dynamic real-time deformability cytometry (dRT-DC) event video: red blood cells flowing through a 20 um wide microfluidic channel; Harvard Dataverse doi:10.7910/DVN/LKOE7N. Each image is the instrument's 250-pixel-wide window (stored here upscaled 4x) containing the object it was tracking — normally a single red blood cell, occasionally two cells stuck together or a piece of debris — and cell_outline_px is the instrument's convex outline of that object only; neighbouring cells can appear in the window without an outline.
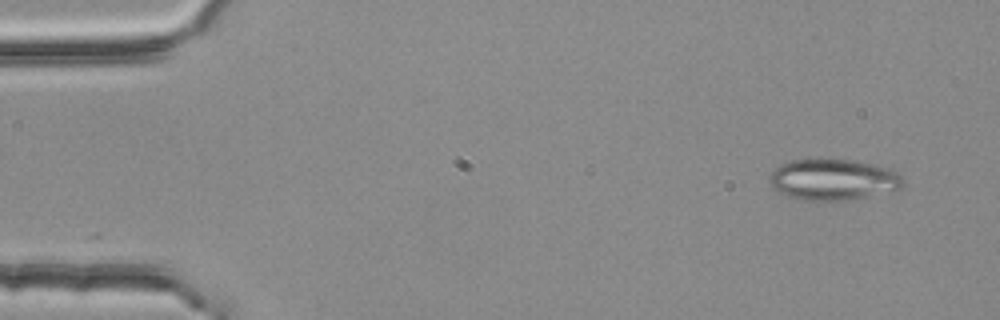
{"species": "common noctule bat (a hibernating species)", "species_latin": "Nyctalus noctula", "temperature_condition": "room temperature", "stored_images_in_passage": 53, "camera_frame_rate_fps": 3000, "um_per_image_px": 0.085, "animal": {"sex": "female", "body_mass_g": 25.1}, "frame": {"image": 1, "passage_image": 3, "time_ms": 0.667, "image_size_px": [1000, 320], "cell_outline_px": [[904, 184], [900, 188], [868, 196], [848, 200], [804, 200], [788, 196], [772, 188], [768, 180], [768, 176], [780, 164], [788, 160], [852, 160], [872, 164], [888, 168], [896, 172], [904, 180]], "centroid_in_image_um": [70.78, 15.27], "position_along_channel_um": 14.2, "area_um2": 31.67}}
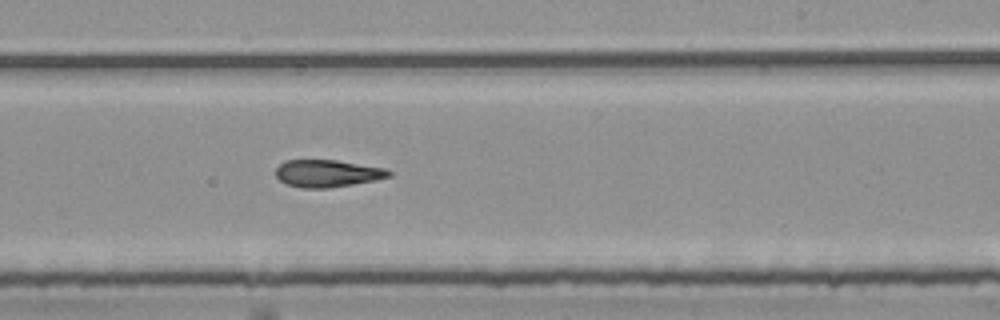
{"frame": {"image": 2, "passage_image": 32, "time_ms": 10.333, "image_size_px": [1000, 320], "cell_outline_px": [[392, 176], [352, 184], [328, 188], [300, 188], [284, 184], [276, 176], [276, 168], [284, 160], [336, 160], [388, 168], [392, 172]], "centroid_in_image_um": [27.82, 14.73], "position_along_channel_um": 261.2, "area_um2": 18.09}}
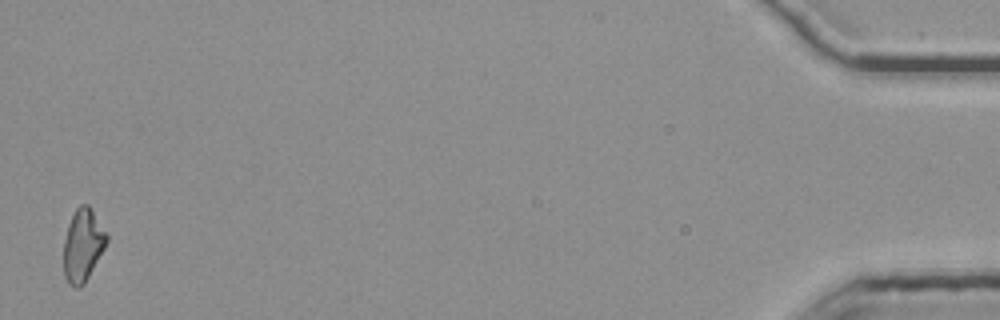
{"frame": {"image": 3, "passage_image": 53, "time_ms": 17.333, "image_size_px": [1000, 320], "cell_outline_px": [[108, 240], [104, 248], [84, 284], [80, 288], [72, 288], [68, 284], [64, 276], [64, 240], [68, 224], [76, 208], [80, 204], [88, 204], [108, 236]], "centroid_in_image_um": [7.02, 20.87], "position_along_channel_um": 428.2, "area_um2": 18.03}, "authors_computed_cell_mechanics": {"area_um2": 18.6116, "velocity_mm_per_s": 3.7681, "shape_relaxation_time_tau1_ms": null, "shape_relaxation_time_tau2_ms": 8.384, "deformation_change_tau1": null, "deformation_change_tau2": 0.2125}}